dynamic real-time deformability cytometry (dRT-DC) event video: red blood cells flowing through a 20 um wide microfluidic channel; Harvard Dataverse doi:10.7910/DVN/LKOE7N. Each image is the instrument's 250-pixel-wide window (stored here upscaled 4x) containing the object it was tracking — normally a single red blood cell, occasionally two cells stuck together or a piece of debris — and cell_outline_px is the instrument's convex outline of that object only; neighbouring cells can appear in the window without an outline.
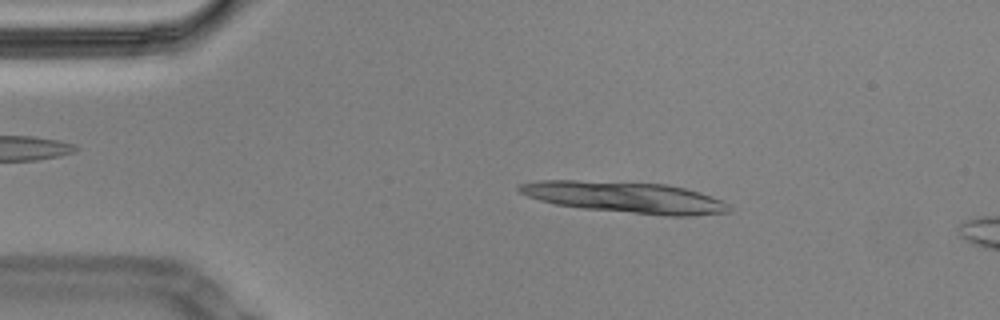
{"species": "Egyptian fruit bat (a non-hibernating species)", "species_latin": "Rousettus aegyptiacus", "temperature_condition": "cold", "stored_images_in_passage": 55, "camera_frame_rate_fps": 3000, "um_per_image_px": 0.085, "animal": {"sex": "male"}, "frame": {"image": 1, "passage_image": 9, "time_ms": 2.667, "image_size_px": [1000, 320], "cell_outline_px": [[732, 204], [728, 212], [692, 216], [664, 216], [580, 208], [556, 204], [540, 200], [528, 196], [520, 192], [516, 188], [520, 184], [540, 180], [576, 180], [664, 184], [684, 188], [700, 192]], "centroid_in_image_um": [53.16, 16.78], "position_along_channel_um": 31.8, "area_um2": 38.15}}